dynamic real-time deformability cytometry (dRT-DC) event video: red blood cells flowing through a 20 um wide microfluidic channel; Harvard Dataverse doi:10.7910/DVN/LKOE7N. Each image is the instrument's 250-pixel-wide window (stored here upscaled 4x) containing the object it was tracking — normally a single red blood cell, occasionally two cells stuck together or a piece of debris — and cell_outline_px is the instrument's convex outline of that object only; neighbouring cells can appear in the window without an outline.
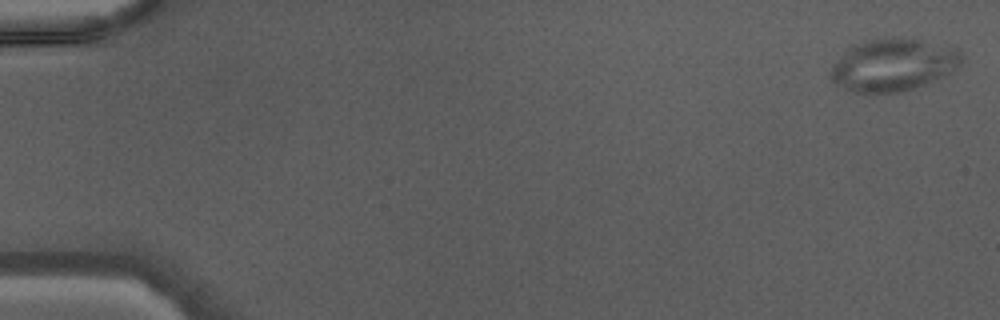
{"species": "Egyptian fruit bat (a non-hibernating species)", "species_latin": "Rousettus aegyptiacus", "temperature_condition": "warm", "stored_images_in_passage": 44, "camera_frame_rate_fps": 3000, "um_per_image_px": 0.085, "animal": {"sex": "male"}, "frame": {"image": 1, "passage_image": 1, "time_ms": 0.0, "image_size_px": [1000, 320], "cell_outline_px": [[964, 56], [960, 64], [948, 72], [940, 76], [912, 88], [900, 92], [856, 92], [844, 88], [836, 72], [836, 64], [848, 48], [856, 44], [872, 40], [920, 40], [948, 44], [956, 48]], "centroid_in_image_um": [76.06, 5.5], "position_along_channel_um": 8.9, "area_um2": 37.57}}
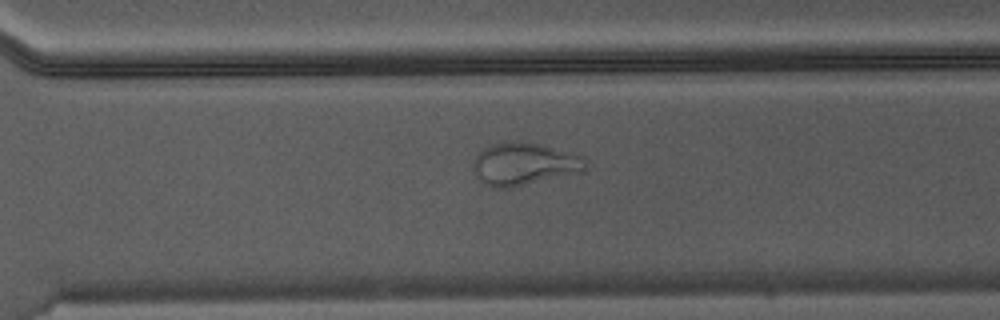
{"frame": {"image": 2, "passage_image": 33, "time_ms": 10.667, "image_size_px": [1000, 320], "cell_outline_px": [[588, 168], [584, 172], [512, 188], [492, 188], [484, 184], [472, 172], [472, 160], [484, 148], [492, 144], [512, 140], [540, 144], [576, 152], [584, 156], [588, 164]], "centroid_in_image_um": [44.6, 13.94], "position_along_channel_um": 326.0, "area_um2": 28.84}}
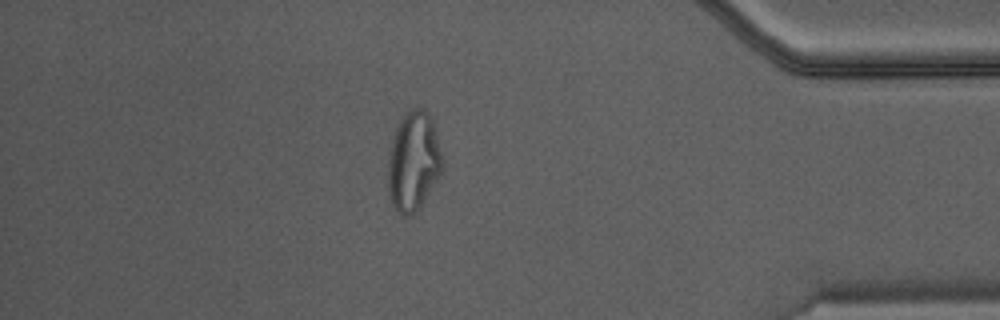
{"frame": {"image": 3, "passage_image": 40, "time_ms": 13.0, "image_size_px": [1000, 320], "cell_outline_px": [[444, 168], [420, 204], [408, 216], [404, 216], [396, 212], [392, 204], [388, 188], [388, 152], [396, 124], [400, 116], [408, 108], [424, 108], [428, 112], [432, 120], [444, 160]], "centroid_in_image_um": [35.12, 13.63], "position_along_channel_um": 400.1, "area_um2": 31.67}}